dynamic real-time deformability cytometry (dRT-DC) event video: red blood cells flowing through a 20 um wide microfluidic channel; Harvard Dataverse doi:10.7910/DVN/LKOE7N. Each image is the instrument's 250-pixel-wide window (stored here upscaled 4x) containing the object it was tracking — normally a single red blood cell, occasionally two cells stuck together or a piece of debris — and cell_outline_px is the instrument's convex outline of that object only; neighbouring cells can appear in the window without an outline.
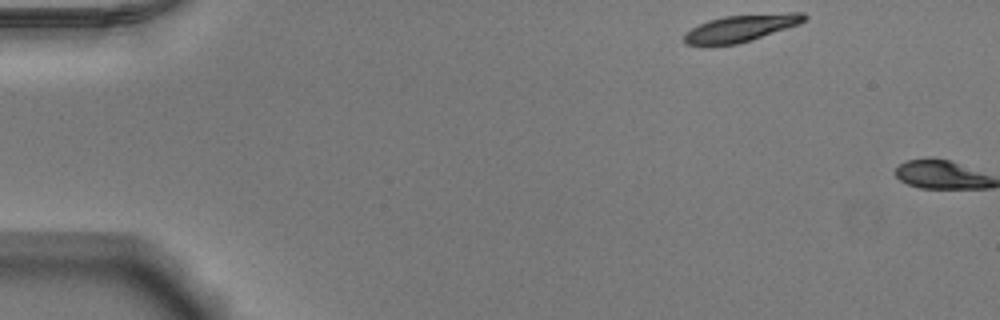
{"species": "Egyptian fruit bat (a non-hibernating species)", "species_latin": "Rousettus aegyptiacus", "temperature_condition": "warm", "stored_images_in_passage": 2, "camera_frame_rate_fps": 3000, "um_per_image_px": 0.085, "animal": {"sex": "male"}, "frame": {"image": 1, "passage_image": 1, "time_ms": 0.0, "image_size_px": [1000, 320], "cell_outline_px": [[808, 16], [800, 24], [752, 40], [736, 44], [684, 44], [684, 36], [692, 28], [708, 20], [724, 16], [788, 12], [804, 12]], "centroid_in_image_um": [63.06, 2.37], "position_along_channel_um": 21.9, "area_um2": 18.67}}